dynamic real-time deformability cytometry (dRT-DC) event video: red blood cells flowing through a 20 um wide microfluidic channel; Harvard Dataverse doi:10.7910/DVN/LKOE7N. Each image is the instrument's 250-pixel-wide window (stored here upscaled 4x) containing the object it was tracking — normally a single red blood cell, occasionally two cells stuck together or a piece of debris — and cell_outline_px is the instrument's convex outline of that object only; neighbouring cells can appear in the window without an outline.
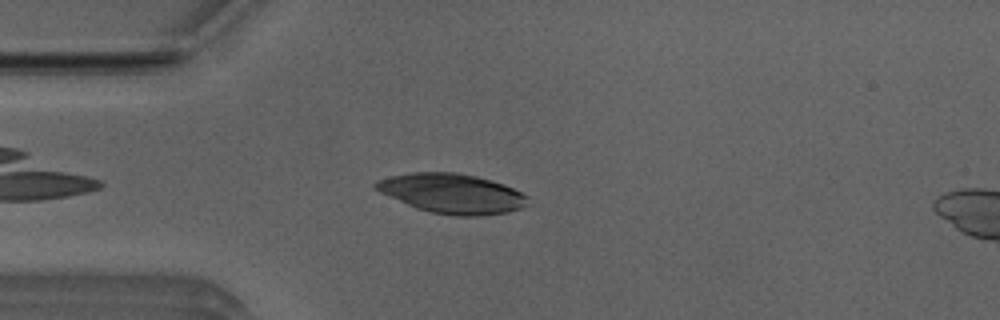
{"species": "Egyptian fruit bat (a non-hibernating species)", "species_latin": "Rousettus aegyptiacus", "temperature_condition": "room temperature", "stored_images_in_passage": 34, "camera_frame_rate_fps": 3000, "um_per_image_px": 0.085, "animal": {"sex": "male"}, "frame": {"image": 1, "passage_image": 5, "time_ms": 1.333, "image_size_px": [1000, 320], "cell_outline_px": [[528, 204], [520, 208], [508, 212], [480, 216], [456, 216], [432, 212], [416, 208], [380, 192], [372, 188], [372, 184], [376, 180], [392, 176], [412, 172], [456, 172], [476, 176], [492, 180], [504, 184], [528, 196]], "centroid_in_image_um": [38.41, 16.44], "position_along_channel_um": 46.6, "area_um2": 35.14}}